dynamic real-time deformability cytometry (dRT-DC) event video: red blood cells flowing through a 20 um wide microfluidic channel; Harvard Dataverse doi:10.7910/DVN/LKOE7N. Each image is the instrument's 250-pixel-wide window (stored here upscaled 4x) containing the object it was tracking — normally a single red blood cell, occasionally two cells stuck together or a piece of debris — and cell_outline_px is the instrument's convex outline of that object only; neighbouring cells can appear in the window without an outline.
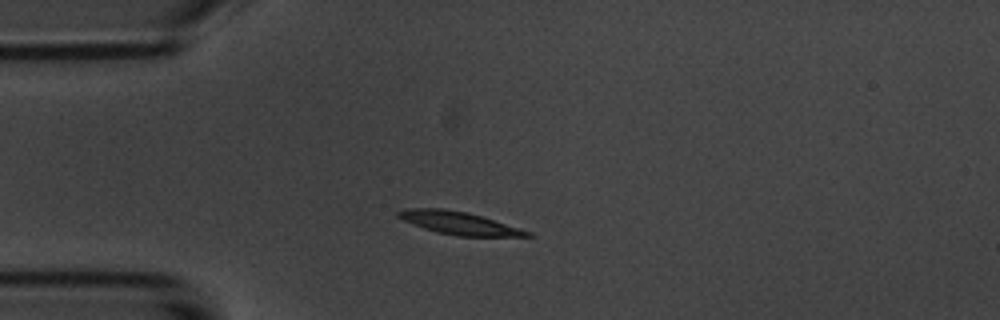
{"species": "common noctule bat (a hibernating species)", "species_latin": "Nyctalus noctula", "temperature_condition": "room temperature", "stored_images_in_passage": 7, "camera_frame_rate_fps": 3000, "um_per_image_px": 0.085, "animal": {"sex": "male", "body_mass_g": 20.1, "forearm_length_mm": 53.5}, "frame": {"image": 1, "passage_image": 2, "time_ms": 1.333, "image_size_px": [1000, 320], "cell_outline_px": [[536, 236], [456, 236], [436, 232], [412, 224], [396, 216], [396, 212], [404, 208], [444, 208], [468, 212], [520, 228], [532, 232]], "centroid_in_image_um": [38.99, 18.95], "position_along_channel_um": 46.0, "area_um2": 17.17}}
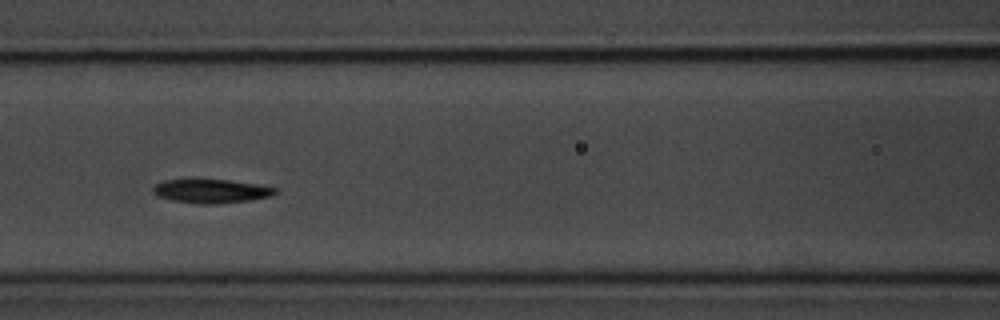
{"frame": {"image": 2, "passage_image": 5, "time_ms": 4.667, "image_size_px": [1000, 320], "cell_outline_px": [[280, 192], [272, 196], [248, 200], [216, 204], [200, 204], [172, 200], [156, 196], [152, 192], [152, 188], [156, 184], [164, 180], [188, 176], [228, 180], [256, 184], [280, 188]], "centroid_in_image_um": [17.91, 16.19], "position_along_channel_um": 148.7, "area_um2": 17.92}}
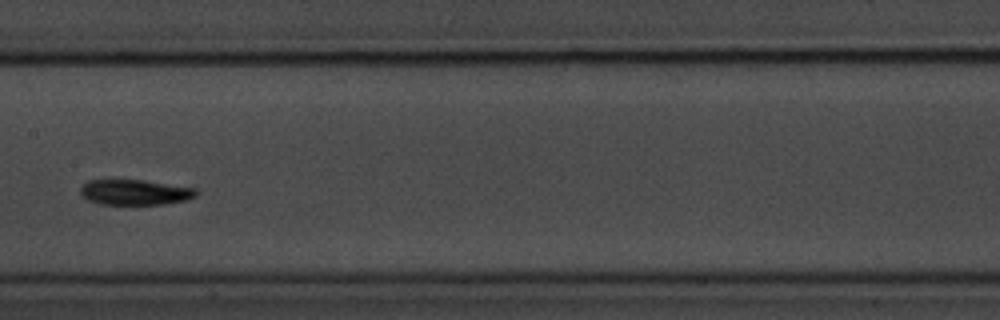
{"frame": {"image": 3, "passage_image": 6, "time_ms": 6.0, "image_size_px": [1000, 320], "cell_outline_px": [[200, 192], [196, 196], [184, 200], [164, 204], [100, 204], [88, 200], [80, 196], [80, 188], [88, 180], [144, 180], [196, 188]], "centroid_in_image_um": [11.47, 16.34], "position_along_channel_um": 195.9, "area_um2": 17.17}}